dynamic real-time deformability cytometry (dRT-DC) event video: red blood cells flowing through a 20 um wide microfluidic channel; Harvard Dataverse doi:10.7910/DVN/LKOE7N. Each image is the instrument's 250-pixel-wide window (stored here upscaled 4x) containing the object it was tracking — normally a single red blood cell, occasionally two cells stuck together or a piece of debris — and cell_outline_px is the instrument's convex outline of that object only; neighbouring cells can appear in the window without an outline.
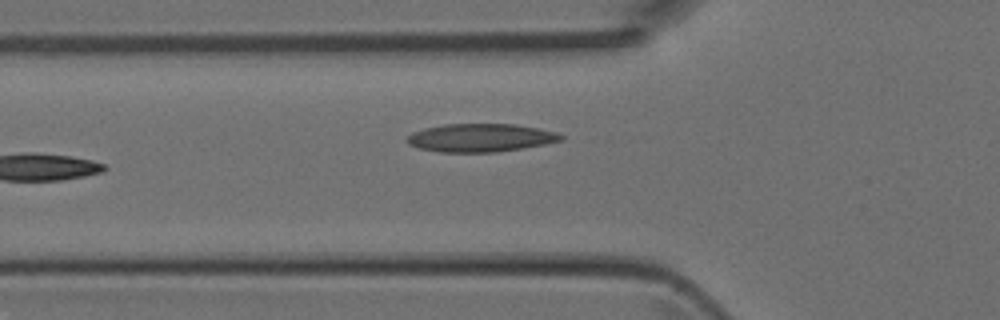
{"species": "Egyptian fruit bat (a non-hibernating species)", "species_latin": "Rousettus aegyptiacus", "temperature_condition": "room temperature", "stored_images_in_passage": 3, "camera_frame_rate_fps": 3000, "um_per_image_px": 0.085, "animal": {"sex": "female"}, "frame": {"image": 1, "passage_image": 3, "time_ms": 0.667, "image_size_px": [1000, 320], "cell_outline_px": [[564, 140], [544, 144], [496, 152], [440, 152], [420, 148], [408, 144], [404, 140], [412, 132], [424, 128], [444, 124], [516, 124], [540, 128], [556, 132], [564, 136]], "centroid_in_image_um": [40.84, 11.7], "position_along_channel_um": 85.0, "area_um2": 25.32}}